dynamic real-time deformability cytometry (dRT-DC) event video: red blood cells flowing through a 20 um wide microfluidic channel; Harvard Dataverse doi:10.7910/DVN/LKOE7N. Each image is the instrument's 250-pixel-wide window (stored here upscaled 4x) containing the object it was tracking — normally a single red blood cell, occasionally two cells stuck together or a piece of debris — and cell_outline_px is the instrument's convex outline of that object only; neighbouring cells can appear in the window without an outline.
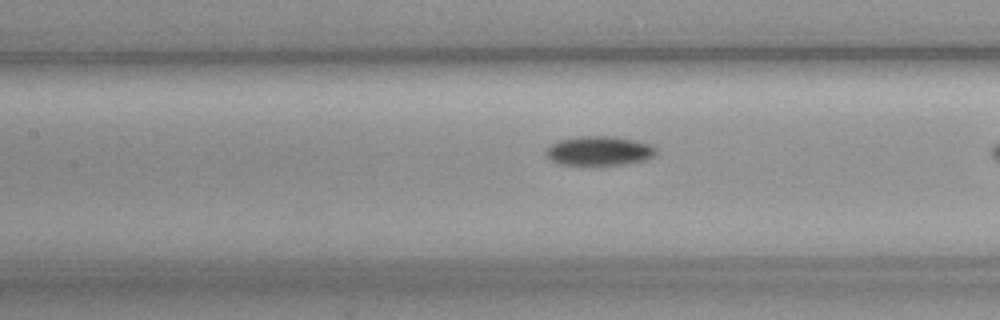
{"species": "common noctule bat (a hibernating species)", "species_latin": "Nyctalus noctula", "temperature_condition": "cold", "stored_images_in_passage": 13, "camera_frame_rate_fps": 3000, "um_per_image_px": 0.085, "animal": {"sex": "female", "body_mass_g": 19.3, "forearm_length_mm": 54.1}, "frame": {"image": 1, "passage_image": 11, "time_ms": 3.333, "image_size_px": [1000, 320], "cell_outline_px": [[656, 152], [652, 156], [644, 160], [620, 164], [560, 164], [552, 160], [544, 152], [544, 148], [548, 144], [560, 140], [580, 136], [616, 136], [648, 144], [656, 148]], "centroid_in_image_um": [50.86, 12.8], "position_along_channel_um": 156.5, "area_um2": 18.5}}